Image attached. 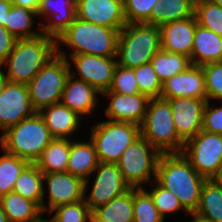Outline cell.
I'll use <instances>...</instances> for the list:
<instances>
[{
  "mask_svg": "<svg viewBox=\"0 0 222 222\" xmlns=\"http://www.w3.org/2000/svg\"><path fill=\"white\" fill-rule=\"evenodd\" d=\"M201 176L182 153L162 154L158 161L156 181L177 197L188 213H194L200 202Z\"/></svg>",
  "mask_w": 222,
  "mask_h": 222,
  "instance_id": "1",
  "label": "cell"
},
{
  "mask_svg": "<svg viewBox=\"0 0 222 222\" xmlns=\"http://www.w3.org/2000/svg\"><path fill=\"white\" fill-rule=\"evenodd\" d=\"M56 54V40L45 34L17 39L13 50L1 65L8 64V71L3 72V76L7 81L27 85Z\"/></svg>",
  "mask_w": 222,
  "mask_h": 222,
  "instance_id": "2",
  "label": "cell"
},
{
  "mask_svg": "<svg viewBox=\"0 0 222 222\" xmlns=\"http://www.w3.org/2000/svg\"><path fill=\"white\" fill-rule=\"evenodd\" d=\"M120 30L90 23L79 18L67 27L56 40L69 46L73 55L90 54L103 57H117L118 37Z\"/></svg>",
  "mask_w": 222,
  "mask_h": 222,
  "instance_id": "3",
  "label": "cell"
},
{
  "mask_svg": "<svg viewBox=\"0 0 222 222\" xmlns=\"http://www.w3.org/2000/svg\"><path fill=\"white\" fill-rule=\"evenodd\" d=\"M53 139L44 119L36 112L8 128L0 136V145L1 150L35 164Z\"/></svg>",
  "mask_w": 222,
  "mask_h": 222,
  "instance_id": "4",
  "label": "cell"
},
{
  "mask_svg": "<svg viewBox=\"0 0 222 222\" xmlns=\"http://www.w3.org/2000/svg\"><path fill=\"white\" fill-rule=\"evenodd\" d=\"M161 48L160 27L146 23L126 24L119 32L117 63L136 68L149 63Z\"/></svg>",
  "mask_w": 222,
  "mask_h": 222,
  "instance_id": "5",
  "label": "cell"
},
{
  "mask_svg": "<svg viewBox=\"0 0 222 222\" xmlns=\"http://www.w3.org/2000/svg\"><path fill=\"white\" fill-rule=\"evenodd\" d=\"M167 99L151 98L140 125L141 136L161 154L182 153L184 142L178 137Z\"/></svg>",
  "mask_w": 222,
  "mask_h": 222,
  "instance_id": "6",
  "label": "cell"
},
{
  "mask_svg": "<svg viewBox=\"0 0 222 222\" xmlns=\"http://www.w3.org/2000/svg\"><path fill=\"white\" fill-rule=\"evenodd\" d=\"M56 53L27 84L31 104L37 112L46 106L60 103L71 74L67 53L59 51L58 47Z\"/></svg>",
  "mask_w": 222,
  "mask_h": 222,
  "instance_id": "7",
  "label": "cell"
},
{
  "mask_svg": "<svg viewBox=\"0 0 222 222\" xmlns=\"http://www.w3.org/2000/svg\"><path fill=\"white\" fill-rule=\"evenodd\" d=\"M140 136L137 124L106 120L92 128L90 140L101 163H117L125 149Z\"/></svg>",
  "mask_w": 222,
  "mask_h": 222,
  "instance_id": "8",
  "label": "cell"
},
{
  "mask_svg": "<svg viewBox=\"0 0 222 222\" xmlns=\"http://www.w3.org/2000/svg\"><path fill=\"white\" fill-rule=\"evenodd\" d=\"M162 154L140 136L130 144L117 162L124 180L131 188H142L144 182L156 180L158 161Z\"/></svg>",
  "mask_w": 222,
  "mask_h": 222,
  "instance_id": "9",
  "label": "cell"
},
{
  "mask_svg": "<svg viewBox=\"0 0 222 222\" xmlns=\"http://www.w3.org/2000/svg\"><path fill=\"white\" fill-rule=\"evenodd\" d=\"M182 154L201 176L210 180L222 164V135L201 130L184 143Z\"/></svg>",
  "mask_w": 222,
  "mask_h": 222,
  "instance_id": "10",
  "label": "cell"
},
{
  "mask_svg": "<svg viewBox=\"0 0 222 222\" xmlns=\"http://www.w3.org/2000/svg\"><path fill=\"white\" fill-rule=\"evenodd\" d=\"M36 112L31 104L28 86L5 79L0 94V130L5 132Z\"/></svg>",
  "mask_w": 222,
  "mask_h": 222,
  "instance_id": "11",
  "label": "cell"
},
{
  "mask_svg": "<svg viewBox=\"0 0 222 222\" xmlns=\"http://www.w3.org/2000/svg\"><path fill=\"white\" fill-rule=\"evenodd\" d=\"M94 171H97V175L92 191L88 199L84 197V201L91 212L131 189L124 180L117 163L100 162Z\"/></svg>",
  "mask_w": 222,
  "mask_h": 222,
  "instance_id": "12",
  "label": "cell"
},
{
  "mask_svg": "<svg viewBox=\"0 0 222 222\" xmlns=\"http://www.w3.org/2000/svg\"><path fill=\"white\" fill-rule=\"evenodd\" d=\"M76 17L121 30L126 24L123 0H76Z\"/></svg>",
  "mask_w": 222,
  "mask_h": 222,
  "instance_id": "13",
  "label": "cell"
},
{
  "mask_svg": "<svg viewBox=\"0 0 222 222\" xmlns=\"http://www.w3.org/2000/svg\"><path fill=\"white\" fill-rule=\"evenodd\" d=\"M178 137L185 143L202 130L203 111L208 100L179 97L167 99Z\"/></svg>",
  "mask_w": 222,
  "mask_h": 222,
  "instance_id": "14",
  "label": "cell"
},
{
  "mask_svg": "<svg viewBox=\"0 0 222 222\" xmlns=\"http://www.w3.org/2000/svg\"><path fill=\"white\" fill-rule=\"evenodd\" d=\"M117 57H103L90 54L71 56L77 72L82 80L92 85L100 94L107 91L111 85Z\"/></svg>",
  "mask_w": 222,
  "mask_h": 222,
  "instance_id": "15",
  "label": "cell"
},
{
  "mask_svg": "<svg viewBox=\"0 0 222 222\" xmlns=\"http://www.w3.org/2000/svg\"><path fill=\"white\" fill-rule=\"evenodd\" d=\"M43 180L47 181L49 190V205L44 207V213L62 205L84 200V180L66 172L44 173Z\"/></svg>",
  "mask_w": 222,
  "mask_h": 222,
  "instance_id": "16",
  "label": "cell"
},
{
  "mask_svg": "<svg viewBox=\"0 0 222 222\" xmlns=\"http://www.w3.org/2000/svg\"><path fill=\"white\" fill-rule=\"evenodd\" d=\"M179 97L207 100L205 75L202 66L190 65L184 72L162 83L161 98Z\"/></svg>",
  "mask_w": 222,
  "mask_h": 222,
  "instance_id": "17",
  "label": "cell"
},
{
  "mask_svg": "<svg viewBox=\"0 0 222 222\" xmlns=\"http://www.w3.org/2000/svg\"><path fill=\"white\" fill-rule=\"evenodd\" d=\"M197 24V19L194 15L161 26V49L191 58Z\"/></svg>",
  "mask_w": 222,
  "mask_h": 222,
  "instance_id": "18",
  "label": "cell"
},
{
  "mask_svg": "<svg viewBox=\"0 0 222 222\" xmlns=\"http://www.w3.org/2000/svg\"><path fill=\"white\" fill-rule=\"evenodd\" d=\"M103 96L110 99L105 114L111 121H119L141 125L147 109L149 98L143 94L122 95L105 91Z\"/></svg>",
  "mask_w": 222,
  "mask_h": 222,
  "instance_id": "19",
  "label": "cell"
},
{
  "mask_svg": "<svg viewBox=\"0 0 222 222\" xmlns=\"http://www.w3.org/2000/svg\"><path fill=\"white\" fill-rule=\"evenodd\" d=\"M75 5L76 0H40L37 15L54 19L39 27L42 34L57 40L76 18Z\"/></svg>",
  "mask_w": 222,
  "mask_h": 222,
  "instance_id": "20",
  "label": "cell"
},
{
  "mask_svg": "<svg viewBox=\"0 0 222 222\" xmlns=\"http://www.w3.org/2000/svg\"><path fill=\"white\" fill-rule=\"evenodd\" d=\"M71 72L62 92L60 103L67 106L79 116L93 112L98 103V92L92 85L74 77Z\"/></svg>",
  "mask_w": 222,
  "mask_h": 222,
  "instance_id": "21",
  "label": "cell"
},
{
  "mask_svg": "<svg viewBox=\"0 0 222 222\" xmlns=\"http://www.w3.org/2000/svg\"><path fill=\"white\" fill-rule=\"evenodd\" d=\"M53 138L69 139L80 126L81 116L67 106L56 103L39 111Z\"/></svg>",
  "mask_w": 222,
  "mask_h": 222,
  "instance_id": "22",
  "label": "cell"
},
{
  "mask_svg": "<svg viewBox=\"0 0 222 222\" xmlns=\"http://www.w3.org/2000/svg\"><path fill=\"white\" fill-rule=\"evenodd\" d=\"M190 62L199 66L222 62V36L197 24Z\"/></svg>",
  "mask_w": 222,
  "mask_h": 222,
  "instance_id": "23",
  "label": "cell"
},
{
  "mask_svg": "<svg viewBox=\"0 0 222 222\" xmlns=\"http://www.w3.org/2000/svg\"><path fill=\"white\" fill-rule=\"evenodd\" d=\"M89 141L73 142L70 140V156L67 166L68 173L84 180V192L88 187V176H91L100 163L95 146L91 140Z\"/></svg>",
  "mask_w": 222,
  "mask_h": 222,
  "instance_id": "24",
  "label": "cell"
},
{
  "mask_svg": "<svg viewBox=\"0 0 222 222\" xmlns=\"http://www.w3.org/2000/svg\"><path fill=\"white\" fill-rule=\"evenodd\" d=\"M195 0H158L146 24L161 27L169 22L194 16Z\"/></svg>",
  "mask_w": 222,
  "mask_h": 222,
  "instance_id": "25",
  "label": "cell"
},
{
  "mask_svg": "<svg viewBox=\"0 0 222 222\" xmlns=\"http://www.w3.org/2000/svg\"><path fill=\"white\" fill-rule=\"evenodd\" d=\"M0 205L9 222H42L43 212L33 201L10 192L0 197Z\"/></svg>",
  "mask_w": 222,
  "mask_h": 222,
  "instance_id": "26",
  "label": "cell"
},
{
  "mask_svg": "<svg viewBox=\"0 0 222 222\" xmlns=\"http://www.w3.org/2000/svg\"><path fill=\"white\" fill-rule=\"evenodd\" d=\"M43 173L35 164H29L17 178L13 192L35 202L44 214L46 205L44 197Z\"/></svg>",
  "mask_w": 222,
  "mask_h": 222,
  "instance_id": "27",
  "label": "cell"
},
{
  "mask_svg": "<svg viewBox=\"0 0 222 222\" xmlns=\"http://www.w3.org/2000/svg\"><path fill=\"white\" fill-rule=\"evenodd\" d=\"M70 156V139L54 138L35 162L44 173L66 172Z\"/></svg>",
  "mask_w": 222,
  "mask_h": 222,
  "instance_id": "28",
  "label": "cell"
},
{
  "mask_svg": "<svg viewBox=\"0 0 222 222\" xmlns=\"http://www.w3.org/2000/svg\"><path fill=\"white\" fill-rule=\"evenodd\" d=\"M91 213L103 222H134L133 188Z\"/></svg>",
  "mask_w": 222,
  "mask_h": 222,
  "instance_id": "29",
  "label": "cell"
},
{
  "mask_svg": "<svg viewBox=\"0 0 222 222\" xmlns=\"http://www.w3.org/2000/svg\"><path fill=\"white\" fill-rule=\"evenodd\" d=\"M150 63L162 83L170 77L184 72L191 65L189 57L169 53L161 48L155 53Z\"/></svg>",
  "mask_w": 222,
  "mask_h": 222,
  "instance_id": "30",
  "label": "cell"
},
{
  "mask_svg": "<svg viewBox=\"0 0 222 222\" xmlns=\"http://www.w3.org/2000/svg\"><path fill=\"white\" fill-rule=\"evenodd\" d=\"M196 214L213 222H222V187L211 179L202 186Z\"/></svg>",
  "mask_w": 222,
  "mask_h": 222,
  "instance_id": "31",
  "label": "cell"
},
{
  "mask_svg": "<svg viewBox=\"0 0 222 222\" xmlns=\"http://www.w3.org/2000/svg\"><path fill=\"white\" fill-rule=\"evenodd\" d=\"M34 16H38L36 11L23 8L22 6L12 5L8 13L5 28L16 39L35 38L40 36L42 32H33L31 30L34 23Z\"/></svg>",
  "mask_w": 222,
  "mask_h": 222,
  "instance_id": "32",
  "label": "cell"
},
{
  "mask_svg": "<svg viewBox=\"0 0 222 222\" xmlns=\"http://www.w3.org/2000/svg\"><path fill=\"white\" fill-rule=\"evenodd\" d=\"M3 151L0 157V197L13 192L17 178L30 164L27 160Z\"/></svg>",
  "mask_w": 222,
  "mask_h": 222,
  "instance_id": "33",
  "label": "cell"
},
{
  "mask_svg": "<svg viewBox=\"0 0 222 222\" xmlns=\"http://www.w3.org/2000/svg\"><path fill=\"white\" fill-rule=\"evenodd\" d=\"M194 15L203 28L222 36V7L211 0H195Z\"/></svg>",
  "mask_w": 222,
  "mask_h": 222,
  "instance_id": "34",
  "label": "cell"
},
{
  "mask_svg": "<svg viewBox=\"0 0 222 222\" xmlns=\"http://www.w3.org/2000/svg\"><path fill=\"white\" fill-rule=\"evenodd\" d=\"M146 188H133L134 222H164Z\"/></svg>",
  "mask_w": 222,
  "mask_h": 222,
  "instance_id": "35",
  "label": "cell"
},
{
  "mask_svg": "<svg viewBox=\"0 0 222 222\" xmlns=\"http://www.w3.org/2000/svg\"><path fill=\"white\" fill-rule=\"evenodd\" d=\"M133 69L140 94L147 96L149 99L160 98L162 82L159 80L151 63L149 62Z\"/></svg>",
  "mask_w": 222,
  "mask_h": 222,
  "instance_id": "36",
  "label": "cell"
},
{
  "mask_svg": "<svg viewBox=\"0 0 222 222\" xmlns=\"http://www.w3.org/2000/svg\"><path fill=\"white\" fill-rule=\"evenodd\" d=\"M107 91L116 92L122 95L140 94L134 74V69L116 65L111 85Z\"/></svg>",
  "mask_w": 222,
  "mask_h": 222,
  "instance_id": "37",
  "label": "cell"
},
{
  "mask_svg": "<svg viewBox=\"0 0 222 222\" xmlns=\"http://www.w3.org/2000/svg\"><path fill=\"white\" fill-rule=\"evenodd\" d=\"M51 222H88L91 211L84 200L54 208Z\"/></svg>",
  "mask_w": 222,
  "mask_h": 222,
  "instance_id": "38",
  "label": "cell"
},
{
  "mask_svg": "<svg viewBox=\"0 0 222 222\" xmlns=\"http://www.w3.org/2000/svg\"><path fill=\"white\" fill-rule=\"evenodd\" d=\"M152 181H154L157 186L155 185V188H152L151 191L147 192L151 195L155 207L163 217L167 213H173L178 210H184L188 213L173 193L161 186L156 180Z\"/></svg>",
  "mask_w": 222,
  "mask_h": 222,
  "instance_id": "39",
  "label": "cell"
},
{
  "mask_svg": "<svg viewBox=\"0 0 222 222\" xmlns=\"http://www.w3.org/2000/svg\"><path fill=\"white\" fill-rule=\"evenodd\" d=\"M158 0H123L127 24L145 23L151 16L153 5Z\"/></svg>",
  "mask_w": 222,
  "mask_h": 222,
  "instance_id": "40",
  "label": "cell"
},
{
  "mask_svg": "<svg viewBox=\"0 0 222 222\" xmlns=\"http://www.w3.org/2000/svg\"><path fill=\"white\" fill-rule=\"evenodd\" d=\"M206 83L207 100L222 96V62L201 65Z\"/></svg>",
  "mask_w": 222,
  "mask_h": 222,
  "instance_id": "41",
  "label": "cell"
},
{
  "mask_svg": "<svg viewBox=\"0 0 222 222\" xmlns=\"http://www.w3.org/2000/svg\"><path fill=\"white\" fill-rule=\"evenodd\" d=\"M210 106V101H207L203 111L202 130L222 135V106Z\"/></svg>",
  "mask_w": 222,
  "mask_h": 222,
  "instance_id": "42",
  "label": "cell"
},
{
  "mask_svg": "<svg viewBox=\"0 0 222 222\" xmlns=\"http://www.w3.org/2000/svg\"><path fill=\"white\" fill-rule=\"evenodd\" d=\"M16 38L0 25V66L13 50Z\"/></svg>",
  "mask_w": 222,
  "mask_h": 222,
  "instance_id": "43",
  "label": "cell"
},
{
  "mask_svg": "<svg viewBox=\"0 0 222 222\" xmlns=\"http://www.w3.org/2000/svg\"><path fill=\"white\" fill-rule=\"evenodd\" d=\"M12 0H0V25L5 27L8 13L12 7Z\"/></svg>",
  "mask_w": 222,
  "mask_h": 222,
  "instance_id": "44",
  "label": "cell"
},
{
  "mask_svg": "<svg viewBox=\"0 0 222 222\" xmlns=\"http://www.w3.org/2000/svg\"><path fill=\"white\" fill-rule=\"evenodd\" d=\"M40 0H12L13 5L22 6L23 8L38 11Z\"/></svg>",
  "mask_w": 222,
  "mask_h": 222,
  "instance_id": "45",
  "label": "cell"
},
{
  "mask_svg": "<svg viewBox=\"0 0 222 222\" xmlns=\"http://www.w3.org/2000/svg\"><path fill=\"white\" fill-rule=\"evenodd\" d=\"M211 180L222 187V164L220 165V167L218 168V171L216 172V174L211 178Z\"/></svg>",
  "mask_w": 222,
  "mask_h": 222,
  "instance_id": "46",
  "label": "cell"
},
{
  "mask_svg": "<svg viewBox=\"0 0 222 222\" xmlns=\"http://www.w3.org/2000/svg\"><path fill=\"white\" fill-rule=\"evenodd\" d=\"M189 214L193 216V220L191 222H213L211 220H208V219L196 214L195 212L189 213Z\"/></svg>",
  "mask_w": 222,
  "mask_h": 222,
  "instance_id": "47",
  "label": "cell"
},
{
  "mask_svg": "<svg viewBox=\"0 0 222 222\" xmlns=\"http://www.w3.org/2000/svg\"><path fill=\"white\" fill-rule=\"evenodd\" d=\"M0 68H1V66H0ZM4 84H5V78L3 76V71L0 69V94L2 93Z\"/></svg>",
  "mask_w": 222,
  "mask_h": 222,
  "instance_id": "48",
  "label": "cell"
},
{
  "mask_svg": "<svg viewBox=\"0 0 222 222\" xmlns=\"http://www.w3.org/2000/svg\"><path fill=\"white\" fill-rule=\"evenodd\" d=\"M0 222H9L7 215L4 213L3 208L0 205Z\"/></svg>",
  "mask_w": 222,
  "mask_h": 222,
  "instance_id": "49",
  "label": "cell"
},
{
  "mask_svg": "<svg viewBox=\"0 0 222 222\" xmlns=\"http://www.w3.org/2000/svg\"><path fill=\"white\" fill-rule=\"evenodd\" d=\"M88 221L89 222H103V221L99 220L98 218H96L92 213L90 214Z\"/></svg>",
  "mask_w": 222,
  "mask_h": 222,
  "instance_id": "50",
  "label": "cell"
},
{
  "mask_svg": "<svg viewBox=\"0 0 222 222\" xmlns=\"http://www.w3.org/2000/svg\"><path fill=\"white\" fill-rule=\"evenodd\" d=\"M211 1L222 7V0H211Z\"/></svg>",
  "mask_w": 222,
  "mask_h": 222,
  "instance_id": "51",
  "label": "cell"
},
{
  "mask_svg": "<svg viewBox=\"0 0 222 222\" xmlns=\"http://www.w3.org/2000/svg\"><path fill=\"white\" fill-rule=\"evenodd\" d=\"M42 222H51L49 219H43Z\"/></svg>",
  "mask_w": 222,
  "mask_h": 222,
  "instance_id": "52",
  "label": "cell"
}]
</instances>
